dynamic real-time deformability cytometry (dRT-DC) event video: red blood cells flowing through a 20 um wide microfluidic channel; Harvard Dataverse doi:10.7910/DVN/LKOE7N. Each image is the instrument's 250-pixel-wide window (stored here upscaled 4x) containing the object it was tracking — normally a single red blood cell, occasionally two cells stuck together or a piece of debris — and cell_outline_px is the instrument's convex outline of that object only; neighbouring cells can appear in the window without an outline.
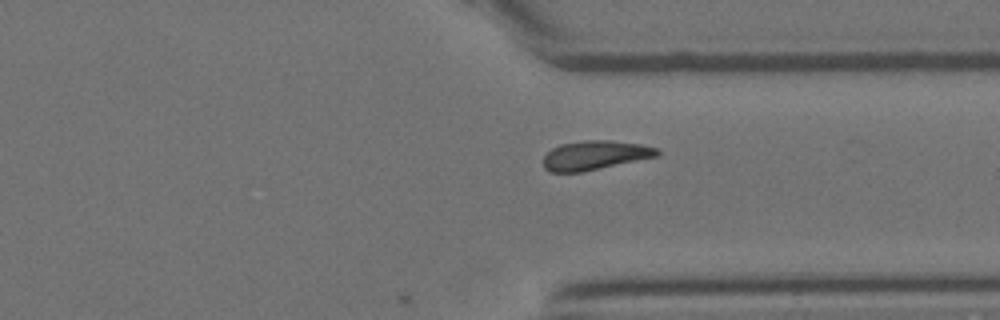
{"species": "Egyptian fruit bat (a non-hibernating species)", "species_latin": "Rousettus aegyptiacus", "temperature_condition": "room temperature", "stored_images_in_passage": 21, "camera_frame_rate_fps": 3000, "um_per_image_px": 0.085, "animal": {"sex": "female"}, "frame": {"image": 1, "passage_image": 21, "time_ms": 6.667, "image_size_px": [1000, 320], "cell_outline_px": [[660, 152], [656, 156], [580, 172], [552, 172], [544, 168], [544, 156], [552, 148], [560, 144], [584, 140], [608, 140], [644, 144], [656, 148]], "centroid_in_image_um": [50.55, 13.18], "position_along_channel_um": 360.9, "area_um2": 19.07}}